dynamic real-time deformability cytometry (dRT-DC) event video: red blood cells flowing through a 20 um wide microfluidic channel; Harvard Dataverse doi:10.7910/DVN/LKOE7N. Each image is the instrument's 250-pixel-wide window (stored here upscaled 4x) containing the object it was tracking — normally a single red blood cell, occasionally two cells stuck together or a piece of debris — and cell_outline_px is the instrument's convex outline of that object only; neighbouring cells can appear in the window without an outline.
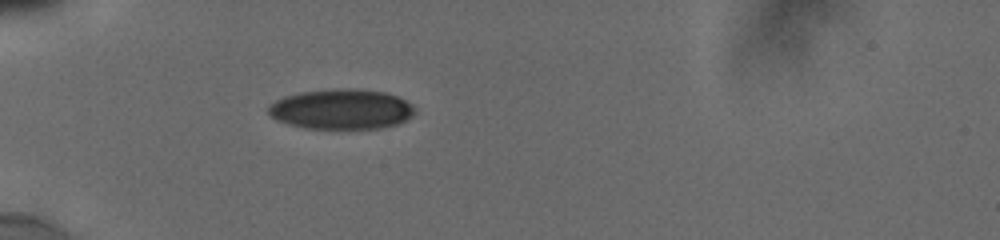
{"species": "human", "species_latin": "Homo sapiens", "temperature_condition": "cold", "stored_images_in_passage": 34, "camera_frame_rate_fps": 3000, "um_per_image_px": 0.085, "donor": {"sex": "male"}, "frame": {"image": 1, "passage_image": 1, "time_ms": 0.0, "image_size_px": [1000, 240], "cell_outline_px": [[416, 112], [412, 116], [396, 124], [380, 128], [304, 128], [288, 124], [276, 120], [268, 112], [268, 108], [276, 100], [284, 96], [300, 92], [344, 88], [356, 88], [384, 92], [396, 96], [412, 104], [416, 108]], "centroid_in_image_um": [29.03, 9.27], "position_along_channel_um": 56.0, "area_um2": 34.1}}
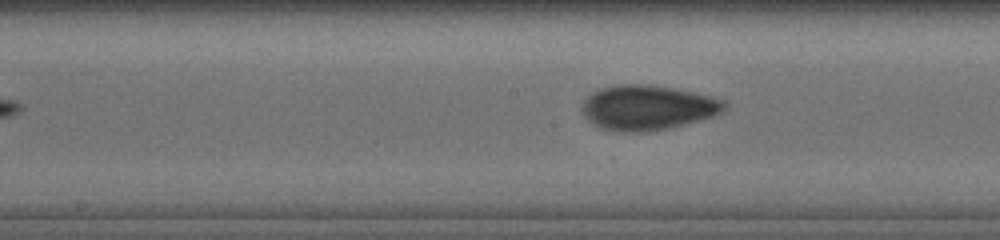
{"frame": {"image": 2, "passage_image": 13, "time_ms": 4.0, "image_size_px": [1000, 240], "cell_outline_px": [[728, 108], [724, 112], [716, 116], [668, 128], [648, 132], [616, 132], [600, 128], [592, 124], [584, 116], [584, 100], [592, 92], [616, 84], [640, 84], [672, 88], [692, 92], [724, 100], [728, 104]], "centroid_in_image_um": [55.08, 9.17], "position_along_channel_um": 193.1, "area_um2": 37.22}}
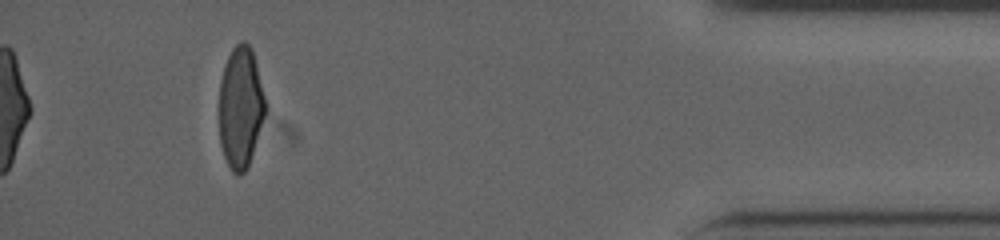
{"frame": {"image": 3, "passage_image": 34, "time_ms": 11.0, "image_size_px": [1000, 240], "cell_outline_px": [[264, 116], [248, 168], [240, 176], [236, 176], [232, 172], [224, 156], [220, 144], [220, 80], [224, 64], [232, 48], [240, 40], [244, 40], [252, 48], [264, 96]], "centroid_in_image_um": [20.43, 9.12], "position_along_channel_um": 414.8, "area_um2": 32.48}, "authors_computed_cell_mechanics": {"area_um2": 34.5933, "velocity_mm_per_s": 3.8658, "shape_relaxation_time_tau1_ms": 6.2331, "shape_relaxation_time_tau2_ms": 1.486, "deformation_change_tau1": 0.1605, "deformation_change_tau2": 0.0568}}